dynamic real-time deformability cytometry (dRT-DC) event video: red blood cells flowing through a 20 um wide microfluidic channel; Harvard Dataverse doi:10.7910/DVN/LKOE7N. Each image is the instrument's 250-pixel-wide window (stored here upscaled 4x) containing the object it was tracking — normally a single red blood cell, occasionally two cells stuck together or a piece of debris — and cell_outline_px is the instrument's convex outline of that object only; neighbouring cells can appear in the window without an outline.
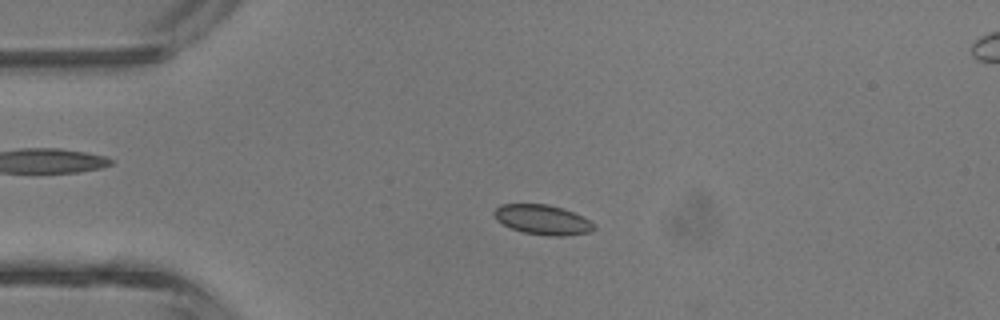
{"species": "common noctule bat (a hibernating species)", "species_latin": "Nyctalus noctula", "temperature_condition": "room temperature", "stored_images_in_passage": 4, "camera_frame_rate_fps": 3000, "um_per_image_px": 0.085, "animal": {"sex": "male", "body_mass_g": 13.3}, "frame": {"image": 1, "passage_image": 2, "time_ms": 1.0, "image_size_px": [1000, 320], "cell_outline_px": [[596, 228], [592, 232], [564, 236], [548, 236], [524, 232], [512, 228], [496, 220], [492, 212], [500, 204], [548, 204], [564, 208], [596, 224]], "centroid_in_image_um": [46.13, 18.67], "position_along_channel_um": 38.9, "area_um2": 17.4}}
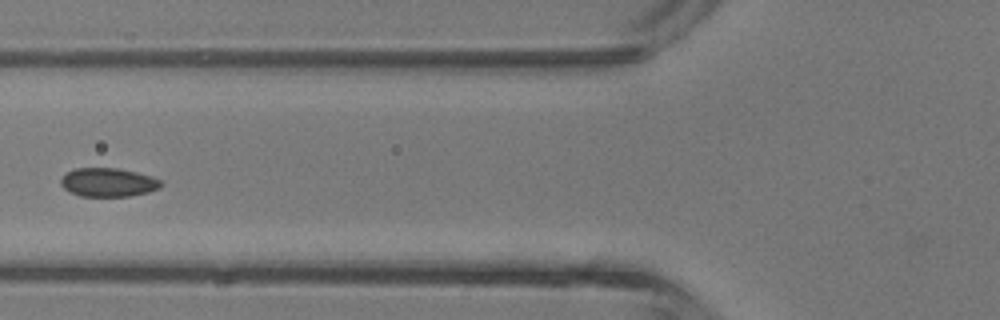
{"frame": {"image": 2, "passage_image": 4, "time_ms": 3.333, "image_size_px": [1000, 320], "cell_outline_px": [[164, 184], [160, 188], [148, 192], [128, 196], [80, 196], [64, 188], [60, 184], [60, 180], [68, 172], [76, 168], [120, 168], [152, 176], [164, 180]], "centroid_in_image_um": [9.26, 15.49], "position_along_channel_um": 116.5, "area_um2": 16.82}}